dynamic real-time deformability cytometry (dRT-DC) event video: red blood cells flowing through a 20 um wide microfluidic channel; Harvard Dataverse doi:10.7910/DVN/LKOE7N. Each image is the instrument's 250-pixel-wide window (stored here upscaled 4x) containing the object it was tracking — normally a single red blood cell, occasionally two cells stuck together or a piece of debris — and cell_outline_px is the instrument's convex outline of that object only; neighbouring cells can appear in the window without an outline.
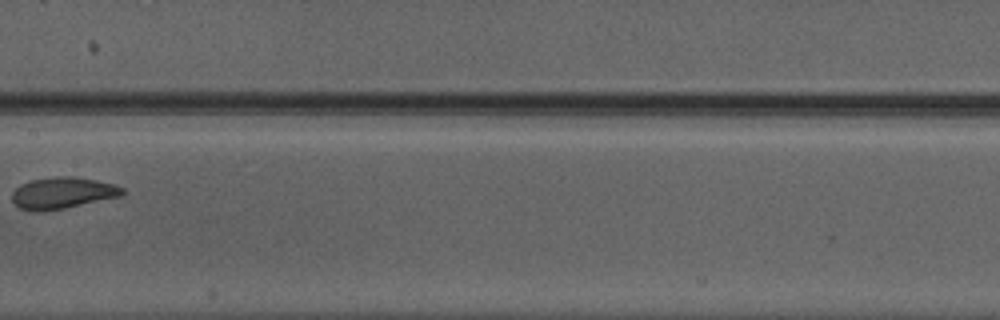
{"species": "Egyptian fruit bat (a non-hibernating species)", "species_latin": "Rousettus aegyptiacus", "temperature_condition": "warm", "stored_images_in_passage": 26, "camera_frame_rate_fps": 3000, "um_per_image_px": 0.085, "animal": {"sex": "male"}, "frame": {"image": 1, "passage_image": 12, "time_ms": 3.667, "image_size_px": [1000, 320], "cell_outline_px": [[124, 196], [44, 212], [28, 212], [20, 208], [12, 200], [12, 192], [20, 184], [28, 180], [52, 176], [76, 176], [116, 184], [124, 188]], "centroid_in_image_um": [5.32, 16.4], "position_along_channel_um": 202.1, "area_um2": 20.81}}
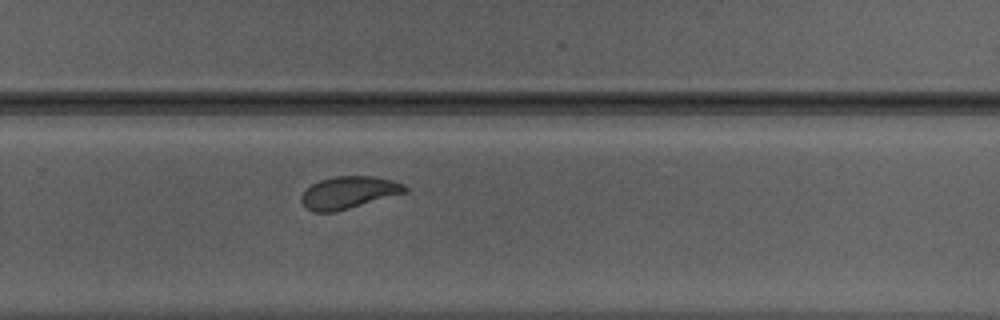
{"frame": {"image": 2, "passage_image": 19, "time_ms": 6.0, "image_size_px": [1000, 320], "cell_outline_px": [[408, 192], [336, 212], [312, 212], [304, 208], [300, 200], [300, 196], [312, 184], [320, 180], [332, 176], [376, 176], [396, 180], [404, 184], [408, 188]], "centroid_in_image_um": [29.65, 16.36], "position_along_channel_um": 300.1, "area_um2": 19.88}}
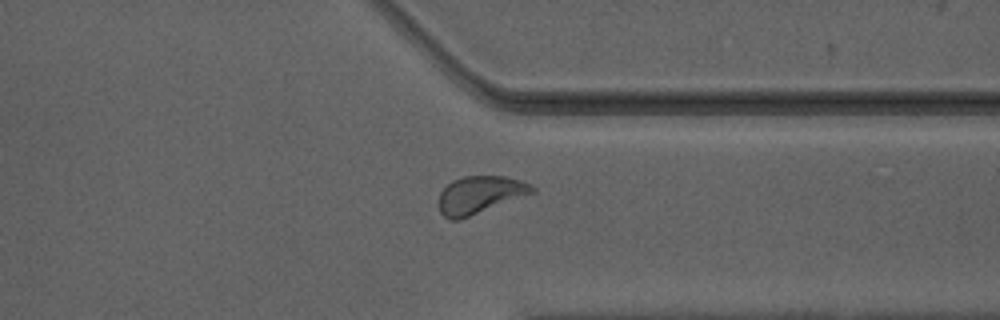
{"frame": {"image": 3, "passage_image": 24, "time_ms": 7.667, "image_size_px": [1000, 320], "cell_outline_px": [[536, 192], [460, 220], [448, 220], [440, 212], [440, 192], [452, 180], [464, 176], [504, 176], [520, 180], [532, 184], [536, 188]], "centroid_in_image_um": [40.82, 16.56], "position_along_channel_um": 370.6, "area_um2": 20.52}}